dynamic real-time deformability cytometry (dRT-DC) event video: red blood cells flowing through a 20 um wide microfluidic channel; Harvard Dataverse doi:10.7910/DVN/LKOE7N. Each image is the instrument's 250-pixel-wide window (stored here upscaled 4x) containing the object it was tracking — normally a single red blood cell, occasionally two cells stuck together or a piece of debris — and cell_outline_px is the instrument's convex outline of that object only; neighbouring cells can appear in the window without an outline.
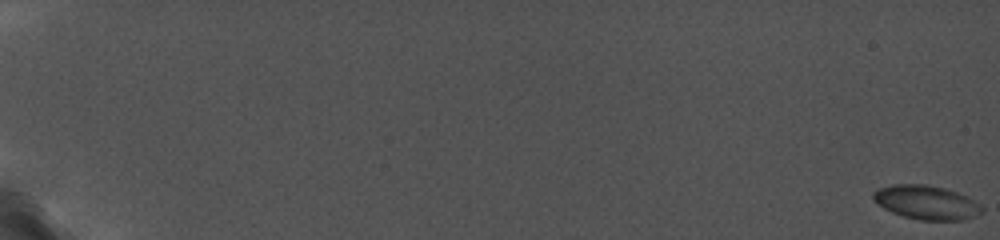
{"species": "common noctule bat (a hibernating species)", "species_latin": "Nyctalus noctula", "temperature_condition": "cold", "stored_images_in_passage": 22, "camera_frame_rate_fps": 5000, "um_per_image_px": 0.085, "animal": {"sex": "female", "body_mass_g": 19.0, "forearm_length_mm": 56.7}, "frame": {"image": 1, "passage_image": 1, "time_ms": 0.0, "image_size_px": [1000, 240], "cell_outline_px": [[984, 212], [980, 216], [964, 220], [920, 220], [904, 216], [892, 212], [884, 208], [872, 200], [872, 192], [880, 188], [892, 184], [924, 184], [944, 188], [968, 196], [980, 204], [984, 208]], "centroid_in_image_um": [78.79, 17.21], "position_along_channel_um": 6.2, "area_um2": 21.79}}
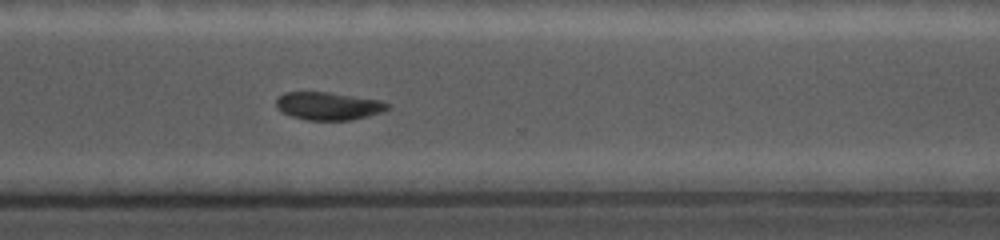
{"frame": {"image": 2, "passage_image": 18, "time_ms": 15.4, "image_size_px": [1000, 240], "cell_outline_px": [[388, 108], [384, 112], [352, 120], [308, 120], [292, 116], [276, 108], [276, 96], [284, 92], [328, 92], [380, 100], [388, 104]], "centroid_in_image_um": [27.89, 9.0], "position_along_channel_um": 342.7, "area_um2": 18.09}}
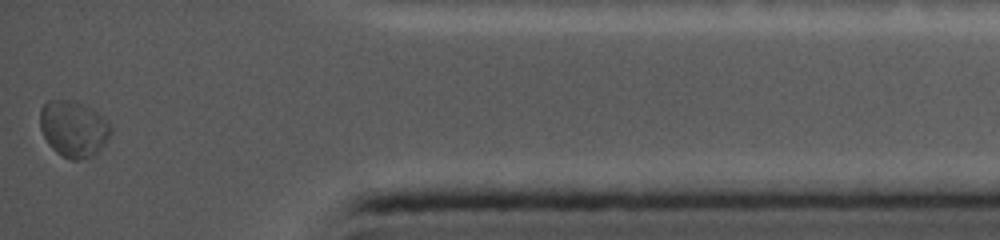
{"frame": {"image": 3, "passage_image": 22, "time_ms": 18.2, "image_size_px": [1000, 240], "cell_outline_px": [[112, 132], [104, 144], [92, 156], [80, 160], [72, 160], [60, 156], [48, 144], [40, 128], [40, 108], [48, 100], [76, 100], [96, 112], [108, 120], [112, 128]], "centroid_in_image_um": [6.24, 10.94], "position_along_channel_um": 429.0, "area_um2": 23.29}, "authors_computed_cell_mechanics": {"area_um2": 19.8832, "velocity_mm_per_s": 3.7042, "shape_relaxation_time_tau1_ms": 1.8666, "shape_relaxation_time_tau2_ms": 6.2295, "deformation_change_tau1": 0.0526, "deformation_change_tau2": 0.0584}}